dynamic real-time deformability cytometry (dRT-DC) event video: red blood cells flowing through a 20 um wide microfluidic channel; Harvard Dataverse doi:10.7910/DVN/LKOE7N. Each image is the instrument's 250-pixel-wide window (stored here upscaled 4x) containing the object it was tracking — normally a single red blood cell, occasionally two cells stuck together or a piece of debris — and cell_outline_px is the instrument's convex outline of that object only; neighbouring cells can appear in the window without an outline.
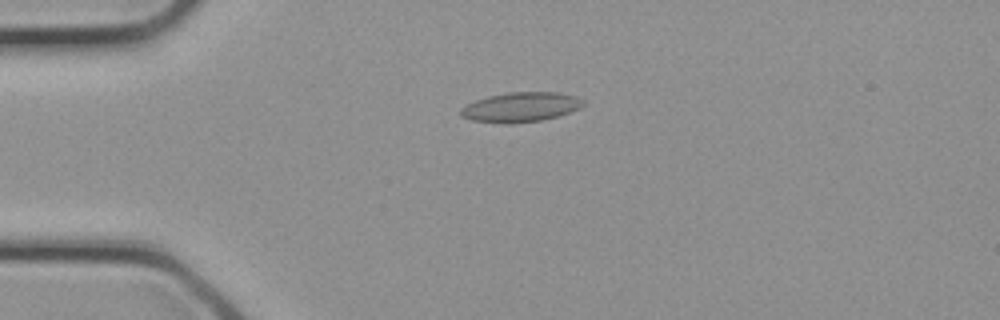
{"species": "common noctule bat (a hibernating species)", "species_latin": "Nyctalus noctula", "temperature_condition": "cold", "stored_images_in_passage": 32, "camera_frame_rate_fps": 3000, "um_per_image_px": 0.085, "animal": {"sex": "female", "body_mass_g": 21.9}, "frame": {"image": 1, "passage_image": 8, "time_ms": 2.333, "image_size_px": [1000, 320], "cell_outline_px": [[584, 104], [580, 108], [556, 116], [540, 120], [508, 124], [472, 120], [460, 116], [460, 108], [476, 100], [488, 96], [508, 92], [560, 92], [576, 96], [584, 100]], "centroid_in_image_um": [44.25, 9.09], "position_along_channel_um": 40.7, "area_um2": 21.1}}
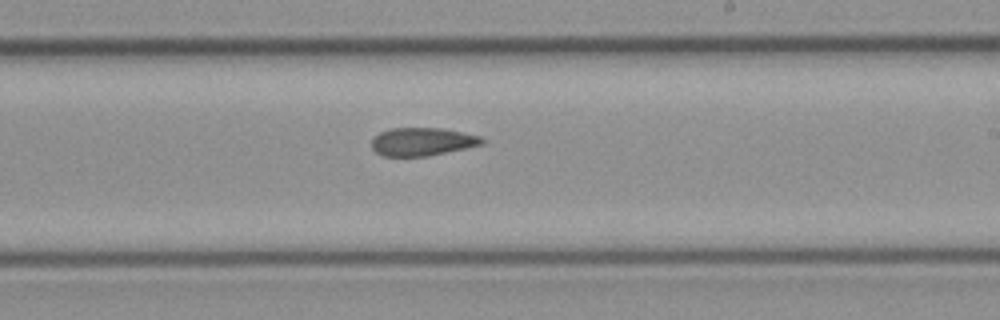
{"frame": {"image": 2, "passage_image": 19, "time_ms": 6.0, "image_size_px": [1000, 320], "cell_outline_px": [[484, 144], [428, 156], [384, 156], [376, 152], [372, 148], [372, 140], [380, 132], [392, 128], [440, 128], [480, 136], [484, 140]], "centroid_in_image_um": [35.89, 12.04], "position_along_channel_um": 253.1, "area_um2": 17.86}}
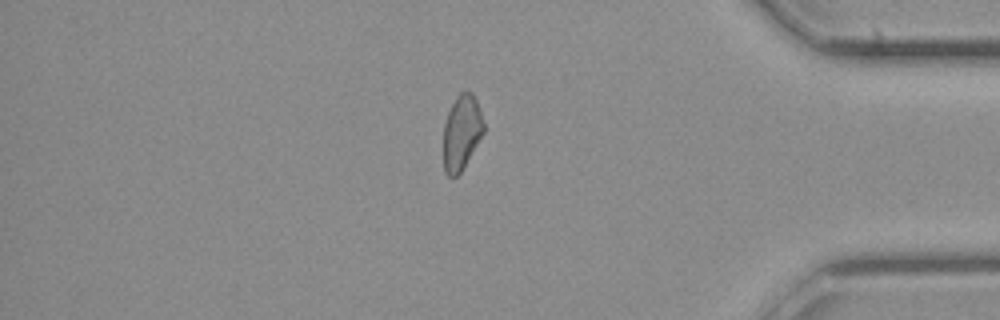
{"frame": {"image": 3, "passage_image": 27, "time_ms": 8.667, "image_size_px": [1000, 320], "cell_outline_px": [[484, 132], [460, 172], [456, 176], [448, 176], [444, 172], [444, 124], [448, 112], [456, 96], [460, 92], [468, 88], [472, 92], [476, 100], [484, 124]], "centroid_in_image_um": [39.23, 11.21], "position_along_channel_um": 396.0, "area_um2": 17.4}}